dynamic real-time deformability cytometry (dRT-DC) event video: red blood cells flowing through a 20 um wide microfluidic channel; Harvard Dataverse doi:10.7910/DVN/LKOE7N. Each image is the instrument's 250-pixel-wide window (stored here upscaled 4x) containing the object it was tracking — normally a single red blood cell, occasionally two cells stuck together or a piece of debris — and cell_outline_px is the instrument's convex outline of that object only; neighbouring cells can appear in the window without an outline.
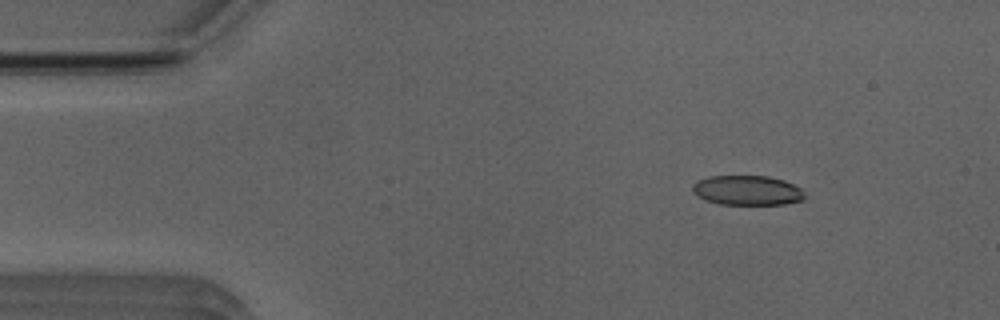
{"species": "Egyptian fruit bat (a non-hibernating species)", "species_latin": "Rousettus aegyptiacus", "temperature_condition": "room temperature", "stored_images_in_passage": 46, "camera_frame_rate_fps": 3000, "um_per_image_px": 0.085, "animal": {"sex": "male"}, "frame": {"image": 1, "passage_image": 1, "time_ms": 0.0, "image_size_px": [1000, 320], "cell_outline_px": [[804, 200], [784, 204], [720, 204], [696, 196], [692, 192], [692, 184], [696, 180], [708, 176], [768, 176], [784, 180], [800, 188], [804, 192]], "centroid_in_image_um": [63.49, 16.17], "position_along_channel_um": 21.5, "area_um2": 19.48}}
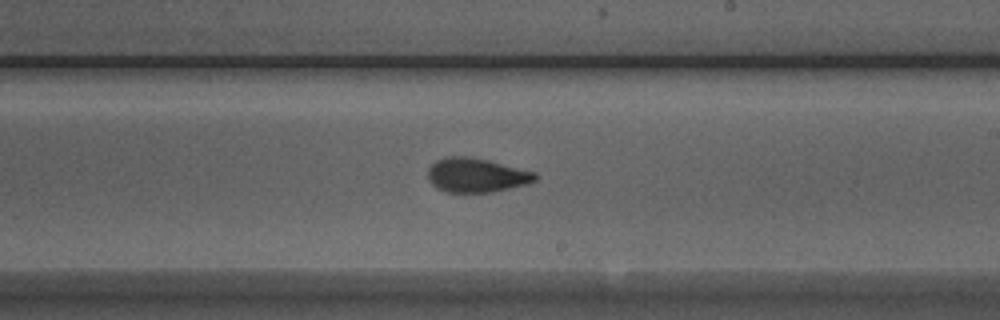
{"frame": {"image": 2, "passage_image": 24, "time_ms": 7.667, "image_size_px": [1000, 320], "cell_outline_px": [[536, 180], [528, 184], [492, 192], [444, 192], [436, 188], [428, 180], [428, 168], [436, 160], [448, 156], [464, 156], [488, 160], [536, 172]], "centroid_in_image_um": [40.47, 14.89], "position_along_channel_um": 248.5, "area_um2": 21.44}}
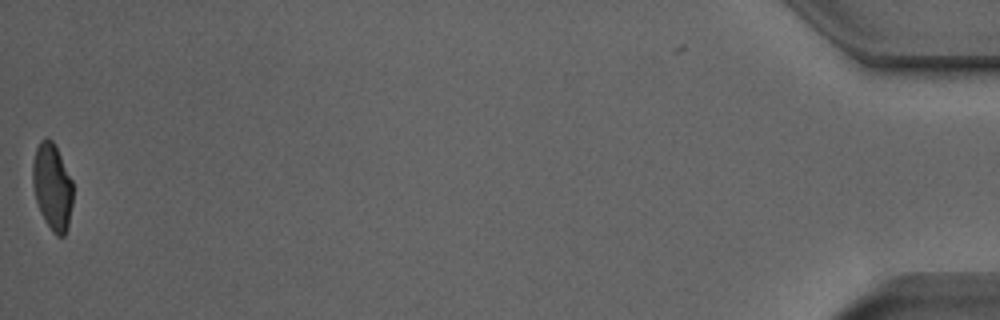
{"frame": {"image": 3, "passage_image": 46, "time_ms": 15.0, "image_size_px": [1000, 320], "cell_outline_px": [[72, 204], [68, 224], [64, 236], [56, 236], [52, 232], [44, 220], [40, 212], [36, 200], [32, 184], [32, 164], [36, 148], [40, 140], [48, 136], [52, 140], [72, 180]], "centroid_in_image_um": [4.42, 15.87], "position_along_channel_um": 430.8, "area_um2": 20.29}, "authors_computed_cell_mechanics": {"area_um2": 21.3282, "velocity_mm_per_s": 3.9326, "shape_relaxation_time_tau1_ms": 4.7077, "shape_relaxation_time_tau2_ms": 1.2606, "deformation_change_tau1": 0.1654, "deformation_change_tau2": 0.0708}}